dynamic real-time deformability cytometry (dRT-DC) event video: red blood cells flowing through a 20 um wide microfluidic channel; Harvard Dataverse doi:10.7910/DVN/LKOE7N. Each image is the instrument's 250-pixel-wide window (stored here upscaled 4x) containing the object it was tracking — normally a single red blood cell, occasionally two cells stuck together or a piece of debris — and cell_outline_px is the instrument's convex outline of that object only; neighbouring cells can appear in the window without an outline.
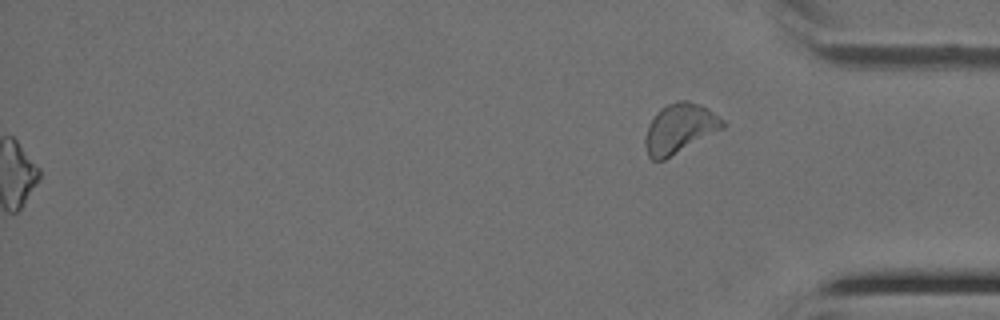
{"species": "Egyptian fruit bat (a non-hibernating species)", "species_latin": "Rousettus aegyptiacus", "temperature_condition": "cold", "stored_images_in_passage": 39, "segment_of_instrument_passage": [2, 2], "camera_frame_rate_fps": 3000, "um_per_image_px": 0.085, "animal": {"sex": "female"}, "frame": {"image": 1, "passage_image": 39, "time_ms": 12.667, "image_size_px": [1000, 320], "cell_outline_px": [[724, 128], [664, 160], [652, 160], [648, 156], [644, 144], [644, 140], [648, 124], [656, 112], [660, 108], [676, 100], [688, 100], [700, 104], [708, 108], [724, 120]], "centroid_in_image_um": [57.75, 10.91], "position_along_channel_um": 377.4, "area_um2": 22.54}}